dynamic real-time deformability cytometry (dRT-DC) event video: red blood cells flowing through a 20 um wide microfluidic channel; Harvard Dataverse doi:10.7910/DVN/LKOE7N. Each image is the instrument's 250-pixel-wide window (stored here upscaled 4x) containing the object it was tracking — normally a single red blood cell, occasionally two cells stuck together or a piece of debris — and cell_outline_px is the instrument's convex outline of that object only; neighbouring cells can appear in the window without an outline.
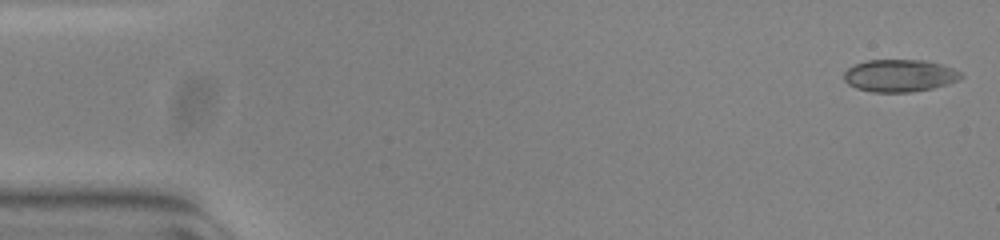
{"species": "common noctule bat (a hibernating species)", "species_latin": "Nyctalus noctula", "temperature_condition": "warm", "stored_images_in_passage": 53, "camera_frame_rate_fps": 3000, "um_per_image_px": 0.085, "animal": {"sex": "female", "body_mass_g": 23.0, "forearm_length_mm": 53.4}, "frame": {"image": 1, "passage_image": 1, "time_ms": 0.0, "image_size_px": [1000, 240], "cell_outline_px": [[964, 76], [960, 80], [948, 84], [932, 88], [912, 92], [872, 92], [856, 88], [848, 84], [844, 80], [844, 72], [848, 68], [856, 64], [868, 60], [924, 60], [940, 64], [952, 68], [960, 72]], "centroid_in_image_um": [76.48, 6.43], "position_along_channel_um": 8.5, "area_um2": 22.08}}
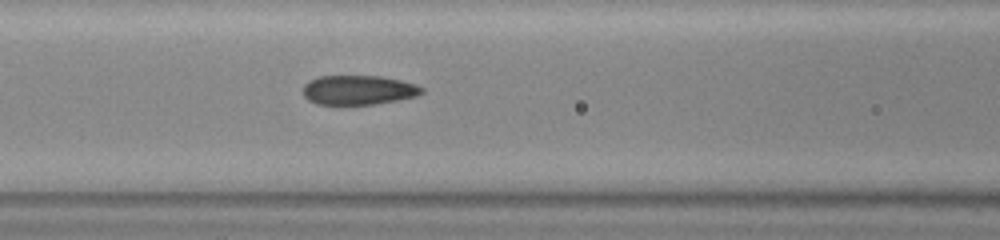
{"frame": {"image": 2, "passage_image": 22, "time_ms": 7.0, "image_size_px": [1000, 240], "cell_outline_px": [[424, 92], [416, 96], [396, 100], [372, 104], [316, 104], [308, 100], [304, 96], [304, 84], [308, 80], [320, 76], [380, 76], [400, 80], [416, 84], [424, 88]], "centroid_in_image_um": [30.46, 7.64], "position_along_channel_um": 136.1, "area_um2": 20.29}}
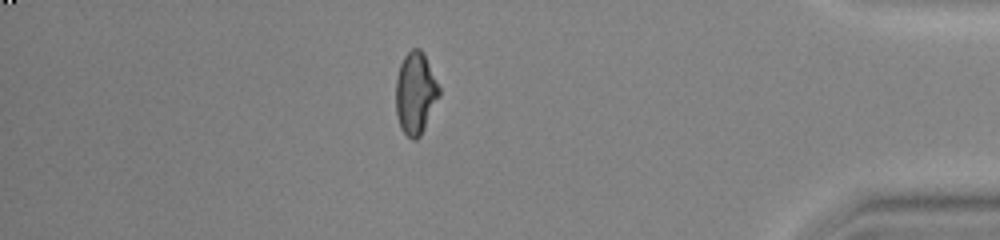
{"frame": {"image": 3, "passage_image": 46, "time_ms": 15.0, "image_size_px": [1000, 240], "cell_outline_px": [[440, 96], [420, 136], [416, 140], [412, 140], [400, 128], [396, 112], [396, 80], [400, 64], [404, 56], [412, 48], [420, 48], [424, 52], [440, 88]], "centroid_in_image_um": [35.32, 7.9], "position_along_channel_um": 399.9, "area_um2": 20.75}, "authors_computed_cell_mechanics": {"area_um2": 20.808, "velocity_mm_per_s": 3.805, "shape_relaxation_time_tau1_ms": 11.0846, "shape_relaxation_time_tau2_ms": 1.5211, "deformation_change_tau1": 0.2354, "deformation_change_tau2": 0.0831}}